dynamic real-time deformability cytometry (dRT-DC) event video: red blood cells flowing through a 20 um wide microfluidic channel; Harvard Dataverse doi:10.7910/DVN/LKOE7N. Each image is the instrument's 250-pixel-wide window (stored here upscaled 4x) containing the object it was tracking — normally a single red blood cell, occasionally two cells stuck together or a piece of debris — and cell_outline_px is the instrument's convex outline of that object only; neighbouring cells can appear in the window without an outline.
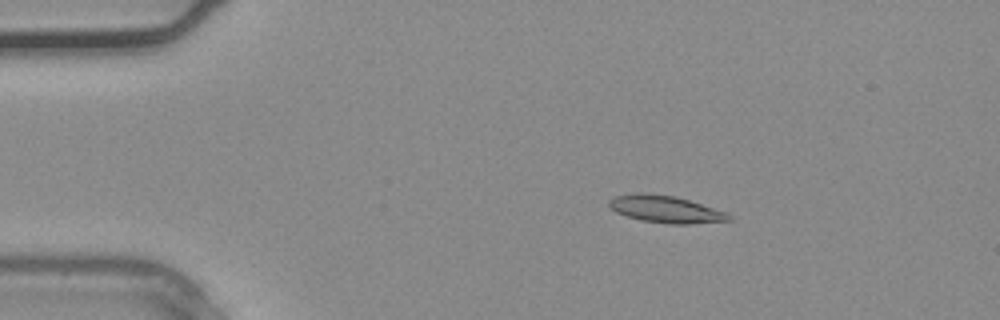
{"species": "common noctule bat (a hibernating species)", "species_latin": "Nyctalus noctula", "temperature_condition": "warm", "stored_images_in_passage": 36, "camera_frame_rate_fps": 3000, "um_per_image_px": 0.085, "animal": {"sex": "male", "body_mass_g": 20.4}, "frame": {"image": 1, "passage_image": 6, "time_ms": 1.667, "image_size_px": [1000, 320], "cell_outline_px": [[732, 220], [692, 224], [668, 224], [640, 220], [616, 212], [608, 204], [608, 200], [616, 196], [636, 192], [648, 192], [676, 196], [728, 212], [732, 216]], "centroid_in_image_um": [56.6, 17.77], "position_along_channel_um": 28.4, "area_um2": 19.19}}
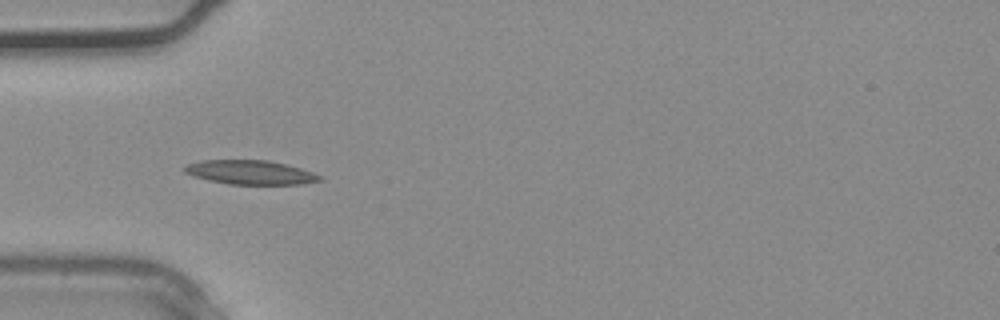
{"frame": {"image": 2, "passage_image": 11, "time_ms": 3.333, "image_size_px": [1000, 320], "cell_outline_px": [[324, 180], [300, 184], [228, 184], [208, 180], [184, 172], [184, 164], [200, 160], [268, 160], [300, 168], [324, 176]], "centroid_in_image_um": [21.29, 14.65], "position_along_channel_um": 63.7, "area_um2": 19.02}}
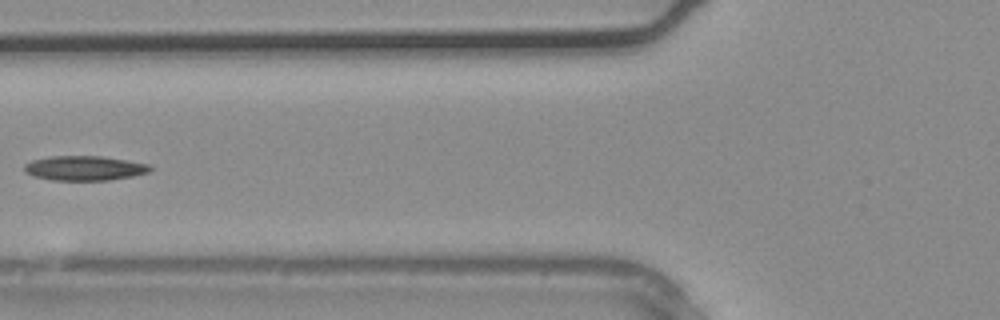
{"frame": {"image": 3, "passage_image": 14, "time_ms": 4.333, "image_size_px": [1000, 320], "cell_outline_px": [[152, 168], [148, 172], [132, 176], [108, 180], [52, 180], [32, 176], [24, 172], [24, 164], [32, 160], [48, 156], [104, 156], [148, 164]], "centroid_in_image_um": [7.13, 14.29], "position_along_channel_um": 118.7, "area_um2": 18.09}}